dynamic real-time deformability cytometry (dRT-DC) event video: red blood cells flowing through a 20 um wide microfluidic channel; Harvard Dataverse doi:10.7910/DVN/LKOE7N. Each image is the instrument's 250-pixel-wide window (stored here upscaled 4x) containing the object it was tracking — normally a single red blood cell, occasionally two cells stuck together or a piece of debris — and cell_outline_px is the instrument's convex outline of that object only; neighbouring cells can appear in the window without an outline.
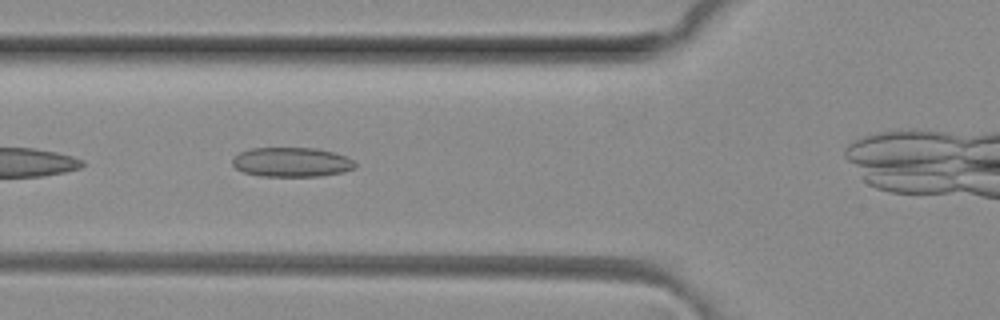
{"species": "common noctule bat (a hibernating species)", "species_latin": "Nyctalus noctula", "temperature_condition": "room temperature", "stored_images_in_passage": 7, "camera_frame_rate_fps": 3000, "um_per_image_px": 0.085, "animal": {"sex": "female", "body_mass_g": 29.2, "forearm_length_mm": 56.3}, "frame": {"image": 1, "passage_image": 4, "time_ms": 1.0, "image_size_px": [1000, 320], "cell_outline_px": [[356, 168], [344, 172], [320, 176], [260, 176], [244, 172], [236, 168], [232, 164], [232, 160], [240, 152], [252, 148], [316, 148], [348, 156], [356, 164]], "centroid_in_image_um": [24.82, 13.78], "position_along_channel_um": 101.0, "area_um2": 21.1}}
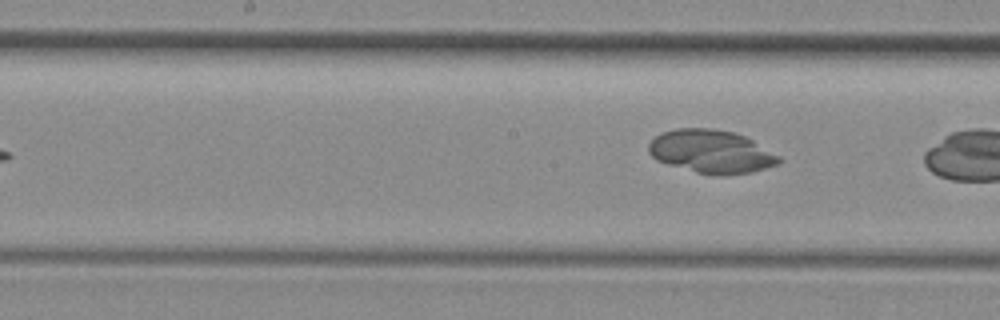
{"frame": {"image": 2, "passage_image": 7, "time_ms": 2.0, "image_size_px": [1000, 320], "cell_outline_px": [[784, 160], [780, 164], [752, 172], [724, 176], [720, 176], [696, 172], [668, 164], [656, 160], [648, 152], [648, 144], [660, 132], [676, 128], [712, 128], [732, 132], [744, 136], [752, 140], [780, 156]], "centroid_in_image_um": [60.47, 12.89], "position_along_channel_um": 187.7, "area_um2": 33.0}}